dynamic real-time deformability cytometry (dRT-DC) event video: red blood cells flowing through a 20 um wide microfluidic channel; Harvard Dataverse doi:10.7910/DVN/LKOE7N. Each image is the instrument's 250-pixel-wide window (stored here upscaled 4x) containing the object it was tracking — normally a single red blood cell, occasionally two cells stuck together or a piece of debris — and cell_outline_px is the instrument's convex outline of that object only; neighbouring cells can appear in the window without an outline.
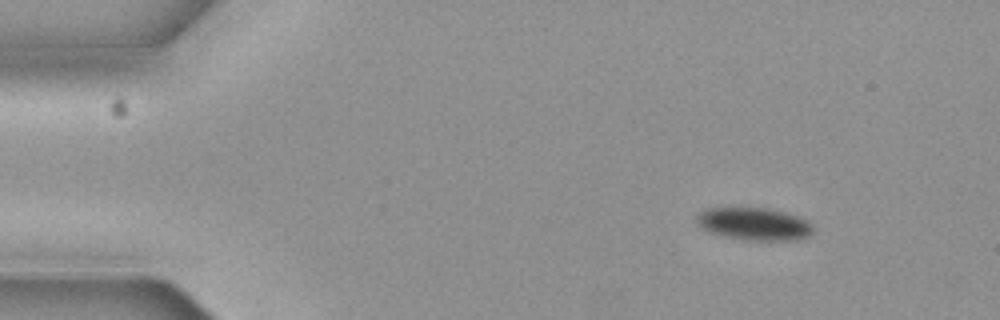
{"species": "common noctule bat (a hibernating species)", "species_latin": "Nyctalus noctula", "temperature_condition": "cold", "stored_images_in_passage": 5, "camera_frame_rate_fps": 3000, "um_per_image_px": 0.085, "animal": {"sex": "female", "body_mass_g": 19.3, "forearm_length_mm": 54.1}, "frame": {"image": 1, "passage_image": 3, "time_ms": 0.667, "image_size_px": [1000, 320], "cell_outline_px": [[812, 232], [808, 236], [796, 240], [752, 240], [728, 236], [712, 232], [704, 228], [696, 220], [696, 216], [700, 212], [708, 208], [768, 208], [788, 212], [800, 216], [808, 220], [812, 224]], "centroid_in_image_um": [64.18, 19.01], "position_along_channel_um": 20.8, "area_um2": 21.85}}